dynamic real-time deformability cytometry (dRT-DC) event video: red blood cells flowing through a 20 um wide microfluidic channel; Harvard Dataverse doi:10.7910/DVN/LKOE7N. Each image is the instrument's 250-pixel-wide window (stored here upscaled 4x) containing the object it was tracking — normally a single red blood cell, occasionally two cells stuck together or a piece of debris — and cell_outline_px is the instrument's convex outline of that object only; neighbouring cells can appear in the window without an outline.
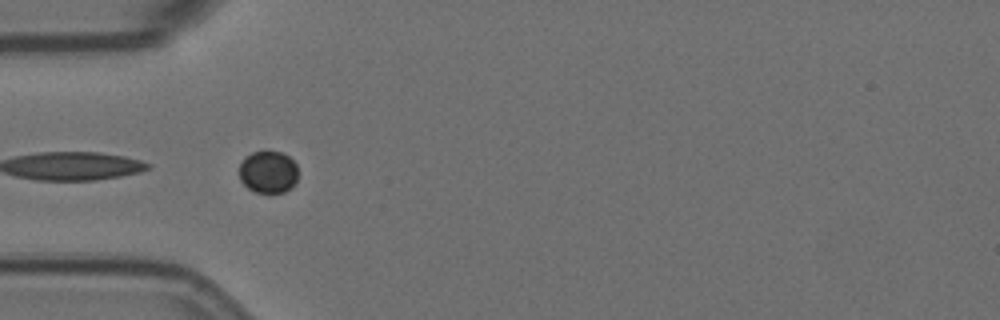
{"species": "Egyptian fruit bat (a non-hibernating species)", "species_latin": "Rousettus aegyptiacus", "temperature_condition": "room temperature", "stored_images_in_passage": 27, "camera_frame_rate_fps": 3000, "um_per_image_px": 0.085, "animal": {"sex": "female"}, "frame": {"image": 1, "passage_image": 5, "time_ms": 1.333, "image_size_px": [1000, 320], "cell_outline_px": [[296, 180], [284, 192], [256, 192], [248, 188], [240, 180], [240, 164], [244, 156], [252, 152], [264, 148], [268, 148], [280, 152], [288, 156], [296, 164]], "centroid_in_image_um": [22.75, 14.55], "position_along_channel_um": 62.2, "area_um2": 14.62}}